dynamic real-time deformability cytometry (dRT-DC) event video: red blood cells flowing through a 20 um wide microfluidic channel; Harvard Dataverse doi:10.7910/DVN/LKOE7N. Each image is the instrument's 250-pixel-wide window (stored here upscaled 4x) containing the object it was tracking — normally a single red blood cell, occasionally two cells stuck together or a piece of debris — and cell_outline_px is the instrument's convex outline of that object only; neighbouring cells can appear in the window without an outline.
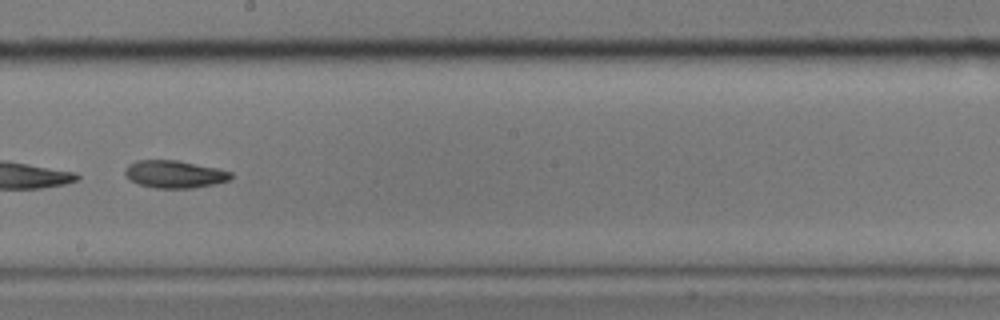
{"species": "common noctule bat (a hibernating species)", "species_latin": "Nyctalus noctula", "temperature_condition": "cold", "stored_images_in_passage": 56, "segment_of_instrument_passage": [2, 2], "camera_frame_rate_fps": 3000, "um_per_image_px": 0.085, "animal": {"sex": "male", "body_mass_g": 17.9}, "frame": {"image": 1, "passage_image": 31, "time_ms": 10.0, "image_size_px": [1000, 320], "cell_outline_px": [[232, 176], [228, 180], [216, 184], [192, 188], [156, 188], [140, 184], [132, 180], [124, 172], [124, 168], [128, 164], [136, 160], [176, 160], [216, 168], [232, 172]], "centroid_in_image_um": [14.83, 14.8], "position_along_channel_um": 233.4, "area_um2": 16.82}}
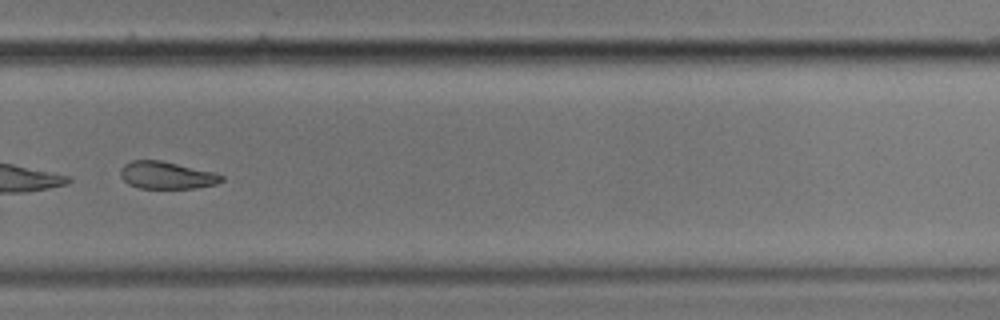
{"frame": {"image": 2, "passage_image": 38, "time_ms": 12.333, "image_size_px": [1000, 320], "cell_outline_px": [[224, 180], [216, 184], [196, 188], [140, 188], [128, 184], [120, 176], [120, 168], [124, 164], [132, 160], [160, 160], [216, 172], [224, 176]], "centroid_in_image_um": [14.18, 14.89], "position_along_channel_um": 315.6, "area_um2": 16.24}}